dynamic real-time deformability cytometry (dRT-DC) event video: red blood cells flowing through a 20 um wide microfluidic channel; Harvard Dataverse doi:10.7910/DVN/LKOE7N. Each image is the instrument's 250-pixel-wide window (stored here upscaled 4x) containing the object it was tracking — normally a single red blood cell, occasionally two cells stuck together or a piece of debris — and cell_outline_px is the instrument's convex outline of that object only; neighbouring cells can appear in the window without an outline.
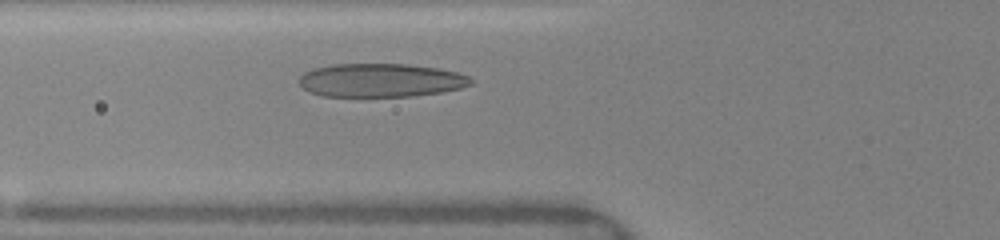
{"species": "human", "species_latin": "Homo sapiens", "temperature_condition": "warm", "stored_images_in_passage": 13, "camera_frame_rate_fps": 3000, "um_per_image_px": 0.085, "donor": {"sex": "female"}, "frame": {"image": 1, "passage_image": 10, "time_ms": 2.0, "image_size_px": [1000, 240], "cell_outline_px": [[472, 84], [460, 88], [440, 92], [412, 96], [320, 96], [308, 92], [300, 84], [300, 76], [304, 72], [312, 68], [332, 64], [408, 64], [436, 68], [456, 72], [468, 76], [472, 80]], "centroid_in_image_um": [32.32, 6.82], "position_along_channel_um": 93.5, "area_um2": 33.52}}
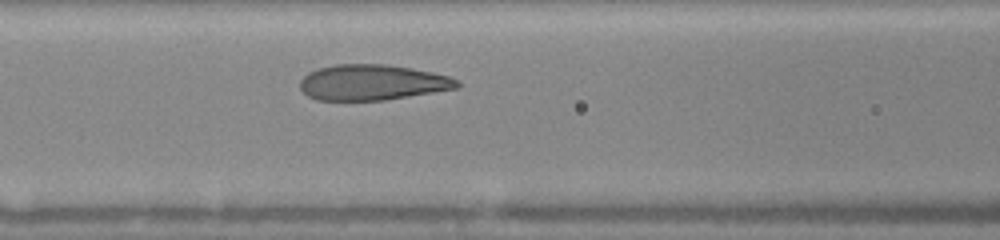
{"frame": {"image": 2, "passage_image": 13, "time_ms": 3.0, "image_size_px": [1000, 240], "cell_outline_px": [[460, 88], [384, 100], [316, 100], [308, 96], [300, 88], [300, 80], [308, 72], [316, 68], [336, 64], [384, 64], [412, 68], [432, 72], [448, 76], [460, 80]], "centroid_in_image_um": [31.65, 7.0], "position_along_channel_um": 134.9, "area_um2": 32.77}}